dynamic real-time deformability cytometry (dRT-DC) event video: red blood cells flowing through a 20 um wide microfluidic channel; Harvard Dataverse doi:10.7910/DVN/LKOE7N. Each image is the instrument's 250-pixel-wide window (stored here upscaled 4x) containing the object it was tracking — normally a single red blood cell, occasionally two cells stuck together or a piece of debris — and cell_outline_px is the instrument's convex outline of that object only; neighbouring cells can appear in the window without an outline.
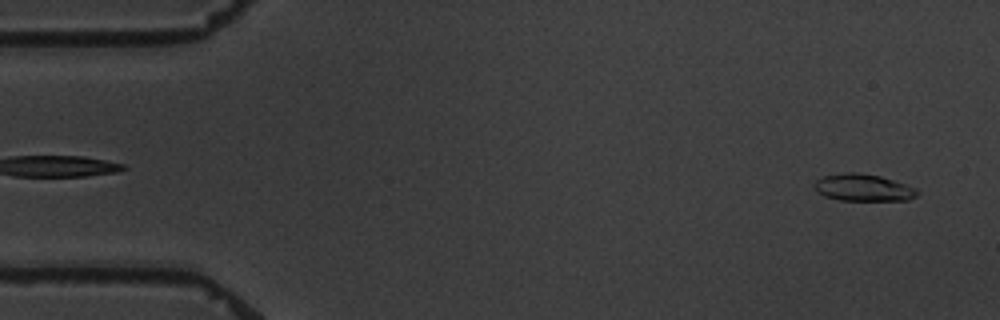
{"species": "common noctule bat (a hibernating species)", "species_latin": "Nyctalus noctula", "temperature_condition": "warm", "stored_images_in_passage": 3, "camera_frame_rate_fps": 3000, "um_per_image_px": 0.085, "animal": {"sex": "male", "body_mass_g": 19.5, "forearm_length_mm": 54.6}, "frame": {"image": 1, "passage_image": 3, "time_ms": 2.333, "image_size_px": [1000, 320], "cell_outline_px": [[920, 192], [916, 196], [908, 200], [840, 200], [824, 196], [816, 192], [812, 184], [816, 180], [824, 176], [848, 172], [860, 172], [880, 176], [916, 188]], "centroid_in_image_um": [73.34, 15.95], "position_along_channel_um": 11.7, "area_um2": 16.24}}